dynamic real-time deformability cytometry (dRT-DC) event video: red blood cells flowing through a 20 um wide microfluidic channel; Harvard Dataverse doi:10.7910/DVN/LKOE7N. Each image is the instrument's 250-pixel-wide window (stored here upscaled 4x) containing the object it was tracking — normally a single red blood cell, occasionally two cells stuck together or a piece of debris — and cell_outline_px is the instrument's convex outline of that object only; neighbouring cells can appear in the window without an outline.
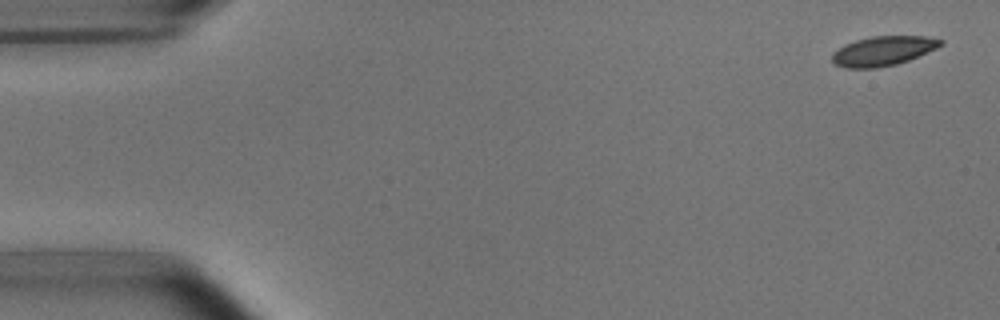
{"species": "common noctule bat (a hibernating species)", "species_latin": "Nyctalus noctula", "temperature_condition": "room temperature", "stored_images_in_passage": 10, "camera_frame_rate_fps": 3000, "um_per_image_px": 0.085, "animal": {"sex": "male", "body_mass_g": 15.6}, "frame": {"image": 1, "passage_image": 2, "time_ms": 0.333, "image_size_px": [1000, 320], "cell_outline_px": [[944, 44], [936, 48], [908, 60], [896, 64], [876, 68], [848, 68], [836, 64], [832, 60], [832, 52], [844, 44], [856, 40], [872, 36], [924, 36], [944, 40]], "centroid_in_image_um": [75.05, 4.32], "position_along_channel_um": 9.9, "area_um2": 18.55}}